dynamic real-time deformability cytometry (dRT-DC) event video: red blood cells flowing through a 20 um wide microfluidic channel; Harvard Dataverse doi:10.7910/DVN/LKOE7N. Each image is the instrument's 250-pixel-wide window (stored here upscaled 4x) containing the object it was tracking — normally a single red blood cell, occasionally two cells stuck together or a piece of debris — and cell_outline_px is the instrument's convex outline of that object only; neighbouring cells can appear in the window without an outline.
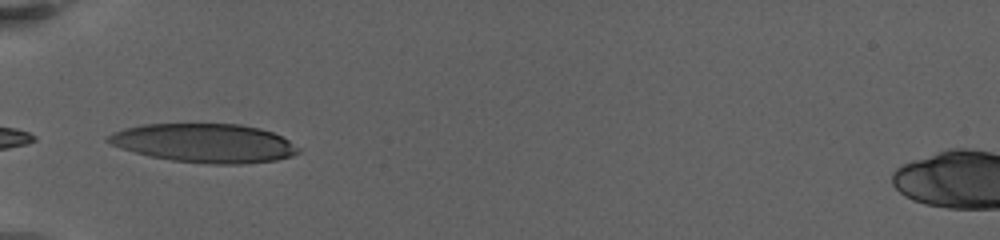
{"species": "human", "species_latin": "Homo sapiens", "temperature_condition": "warm", "stored_images_in_passage": 38, "camera_frame_rate_fps": 3000, "um_per_image_px": 0.085, "donor": {"sex": "female"}, "frame": {"image": 1, "passage_image": 1, "time_ms": 0.0, "image_size_px": [1000, 240], "cell_outline_px": [[300, 152], [292, 156], [276, 160], [244, 164], [212, 164], [172, 160], [152, 156], [120, 148], [104, 140], [112, 132], [124, 128], [144, 124], [240, 124], [260, 128], [272, 132], [288, 140], [300, 148]], "centroid_in_image_um": [17.39, 12.16], "position_along_channel_um": 67.6, "area_um2": 42.95}}
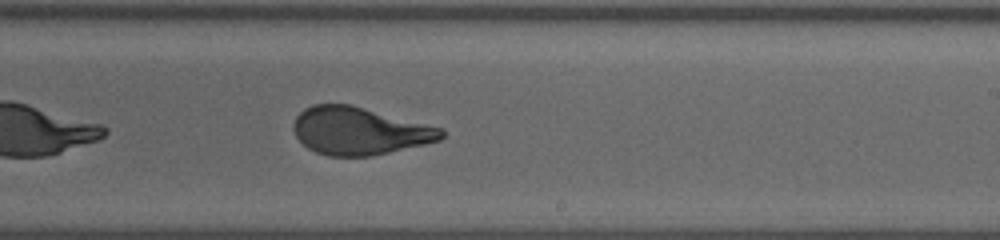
{"frame": {"image": 2, "passage_image": 18, "time_ms": 6.333, "image_size_px": [1000, 240], "cell_outline_px": [[444, 136], [440, 140], [424, 144], [372, 156], [328, 156], [316, 152], [308, 148], [296, 136], [292, 128], [292, 124], [296, 116], [304, 108], [312, 104], [352, 104], [444, 128]], "centroid_in_image_um": [30.54, 11.11], "position_along_channel_um": 258.5, "area_um2": 41.27}}
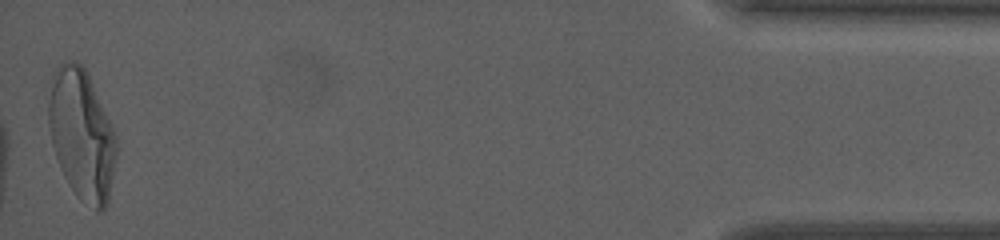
{"frame": {"image": 3, "passage_image": 38, "time_ms": 14.333, "image_size_px": [1000, 240], "cell_outline_px": [[116, 156], [108, 204], [104, 212], [96, 212], [80, 200], [68, 184], [60, 168], [52, 144], [48, 124], [48, 104], [52, 76], [56, 68], [60, 64], [68, 60], [76, 60], [84, 68], [88, 76], [116, 136]], "centroid_in_image_um": [6.93, 11.51], "position_along_channel_um": 428.3, "area_um2": 51.33}, "authors_computed_cell_mechanics": {"area_um2": 42.3096, "velocity_mm_per_s": 3.0872, "shape_relaxation_time_tau1_ms": 10.3086, "shape_relaxation_time_tau2_ms": null, "deformation_change_tau1": 0.3262, "deformation_change_tau2": null}}